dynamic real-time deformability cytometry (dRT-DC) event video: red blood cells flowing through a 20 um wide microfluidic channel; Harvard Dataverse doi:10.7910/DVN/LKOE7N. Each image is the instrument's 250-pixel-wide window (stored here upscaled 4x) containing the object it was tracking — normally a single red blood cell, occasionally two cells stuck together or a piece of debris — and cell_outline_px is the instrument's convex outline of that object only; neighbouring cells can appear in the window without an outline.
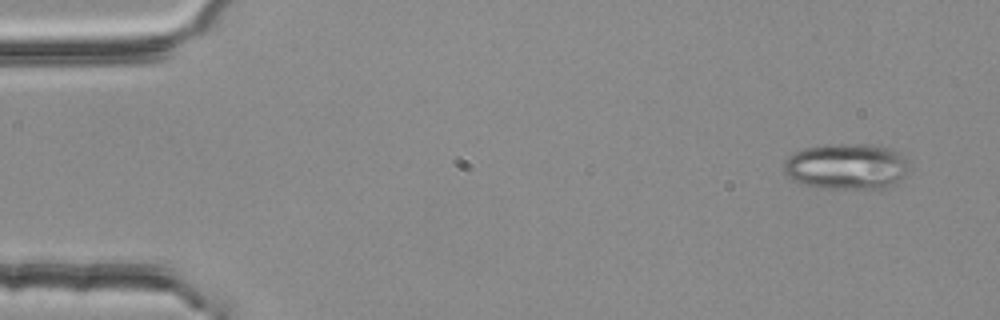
{"species": "common noctule bat (a hibernating species)", "species_latin": "Nyctalus noctula", "temperature_condition": "room temperature", "stored_images_in_passage": 3, "camera_frame_rate_fps": 3000, "um_per_image_px": 0.085, "animal": {"sex": "female", "body_mass_g": 25.1}, "frame": {"image": 1, "passage_image": 1, "time_ms": 0.0, "image_size_px": [1000, 320], "cell_outline_px": [[908, 172], [904, 176], [888, 188], [880, 192], [820, 188], [800, 184], [792, 180], [784, 172], [784, 160], [788, 156], [804, 148], [824, 144], [880, 144], [892, 148], [900, 152], [904, 156]], "centroid_in_image_um": [71.99, 14.19], "position_along_channel_um": 13.0, "area_um2": 34.97}}